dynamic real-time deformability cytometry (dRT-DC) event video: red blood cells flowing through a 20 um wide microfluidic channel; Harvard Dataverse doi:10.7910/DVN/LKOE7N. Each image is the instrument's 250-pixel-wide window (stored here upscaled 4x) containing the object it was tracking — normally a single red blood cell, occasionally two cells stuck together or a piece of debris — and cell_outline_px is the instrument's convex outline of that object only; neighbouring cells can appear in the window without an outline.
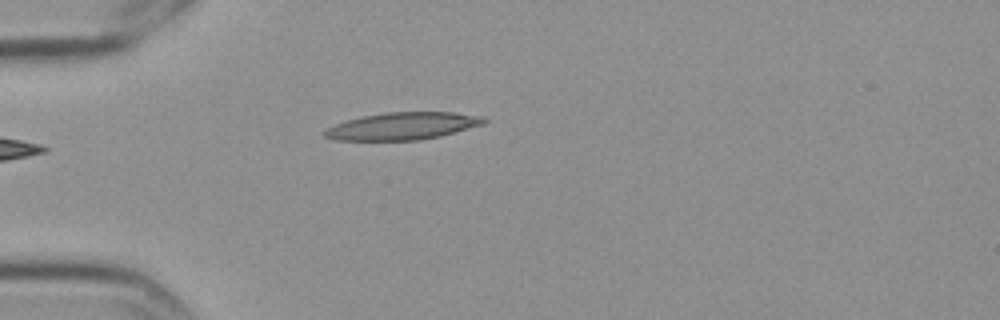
{"species": "Egyptian fruit bat (a non-hibernating species)", "species_latin": "Rousettus aegyptiacus", "temperature_condition": "cold", "stored_images_in_passage": 1, "camera_frame_rate_fps": 3000, "um_per_image_px": 0.085, "frame": {"image": 1, "passage_image": 1, "time_ms": 0.0, "image_size_px": [1000, 320], "cell_outline_px": [[488, 120], [484, 124], [440, 136], [416, 140], [336, 140], [324, 136], [320, 132], [336, 124], [360, 116], [384, 112], [452, 112], [484, 116]], "centroid_in_image_um": [34.22, 10.71], "position_along_channel_um": 50.8, "area_um2": 25.37}}